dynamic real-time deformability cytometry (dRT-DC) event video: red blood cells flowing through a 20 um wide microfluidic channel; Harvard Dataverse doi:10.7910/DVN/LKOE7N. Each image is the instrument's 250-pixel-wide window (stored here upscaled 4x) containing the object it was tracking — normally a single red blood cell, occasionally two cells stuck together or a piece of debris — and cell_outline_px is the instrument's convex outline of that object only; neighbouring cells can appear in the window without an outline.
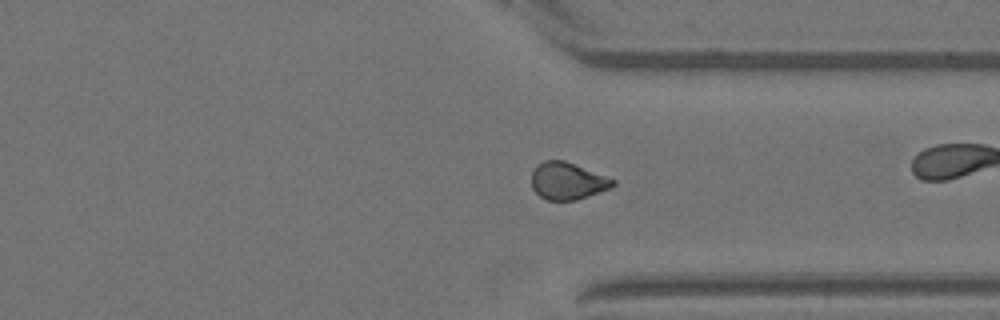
{"species": "Egyptian fruit bat (a non-hibernating species)", "species_latin": "Rousettus aegyptiacus", "temperature_condition": "warm", "stored_images_in_passage": 49, "camera_frame_rate_fps": 3000, "um_per_image_px": 0.085, "animal": {"sex": "female"}, "frame": {"image": 1, "passage_image": 41, "time_ms": 13.333, "image_size_px": [1000, 320], "cell_outline_px": [[616, 184], [612, 188], [576, 200], [548, 200], [540, 196], [532, 188], [532, 172], [536, 164], [544, 160], [564, 160], [616, 180]], "centroid_in_image_um": [48.24, 15.38], "position_along_channel_um": 363.2, "area_um2": 17.63}, "authors_computed_cell_mechanics": {"area_um2": 17.9758, "velocity_mm_per_s": 3.5208, "shape_relaxation_time_tau1_ms": null, "shape_relaxation_time_tau2_ms": 1.3813, "deformation_change_tau1": null, "deformation_change_tau2": 0.0514}}